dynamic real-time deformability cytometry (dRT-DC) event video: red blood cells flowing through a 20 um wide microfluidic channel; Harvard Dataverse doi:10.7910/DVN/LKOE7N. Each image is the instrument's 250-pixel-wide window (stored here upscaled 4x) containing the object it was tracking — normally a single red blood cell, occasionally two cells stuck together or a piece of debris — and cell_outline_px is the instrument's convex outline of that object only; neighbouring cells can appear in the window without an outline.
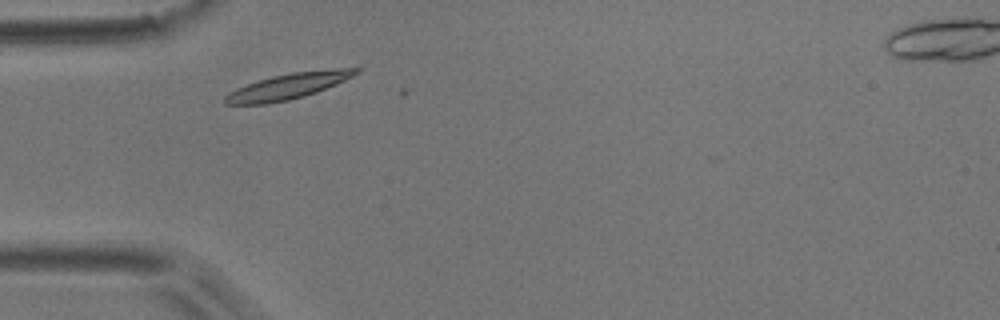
{"species": "common noctule bat (a hibernating species)", "species_latin": "Nyctalus noctula", "temperature_condition": "room temperature", "stored_images_in_passage": 3, "camera_frame_rate_fps": 3000, "um_per_image_px": 0.085, "animal": {"sex": "male", "body_mass_g": 17.9}, "frame": {"image": 1, "passage_image": 1, "time_ms": 0.0, "image_size_px": [1000, 320], "cell_outline_px": [[364, 68], [360, 72], [336, 84], [316, 92], [304, 96], [288, 100], [264, 104], [224, 104], [224, 96], [228, 92], [236, 88], [272, 76], [292, 72], [340, 68]], "centroid_in_image_um": [24.49, 7.32], "position_along_channel_um": 60.5, "area_um2": 19.48}}